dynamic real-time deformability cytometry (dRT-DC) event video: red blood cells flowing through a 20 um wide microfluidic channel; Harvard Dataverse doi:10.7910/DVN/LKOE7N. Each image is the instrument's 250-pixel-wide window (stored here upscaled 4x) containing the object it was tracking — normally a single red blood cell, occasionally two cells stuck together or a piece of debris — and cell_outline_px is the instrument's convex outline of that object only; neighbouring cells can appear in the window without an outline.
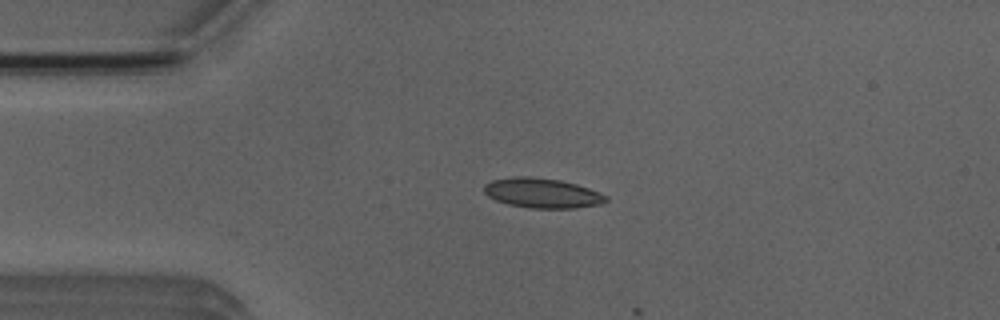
{"species": "Egyptian fruit bat (a non-hibernating species)", "species_latin": "Rousettus aegyptiacus", "temperature_condition": "room temperature", "stored_images_in_passage": 11, "camera_frame_rate_fps": 3000, "um_per_image_px": 0.085, "animal": {"sex": "male"}, "frame": {"image": 1, "passage_image": 11, "time_ms": 3.333, "image_size_px": [1000, 320], "cell_outline_px": [[608, 200], [600, 204], [576, 208], [528, 208], [508, 204], [496, 200], [488, 196], [484, 192], [484, 184], [492, 180], [512, 176], [532, 176], [560, 180], [576, 184], [588, 188], [608, 196]], "centroid_in_image_um": [46.07, 16.4], "position_along_channel_um": 38.9, "area_um2": 21.27}}